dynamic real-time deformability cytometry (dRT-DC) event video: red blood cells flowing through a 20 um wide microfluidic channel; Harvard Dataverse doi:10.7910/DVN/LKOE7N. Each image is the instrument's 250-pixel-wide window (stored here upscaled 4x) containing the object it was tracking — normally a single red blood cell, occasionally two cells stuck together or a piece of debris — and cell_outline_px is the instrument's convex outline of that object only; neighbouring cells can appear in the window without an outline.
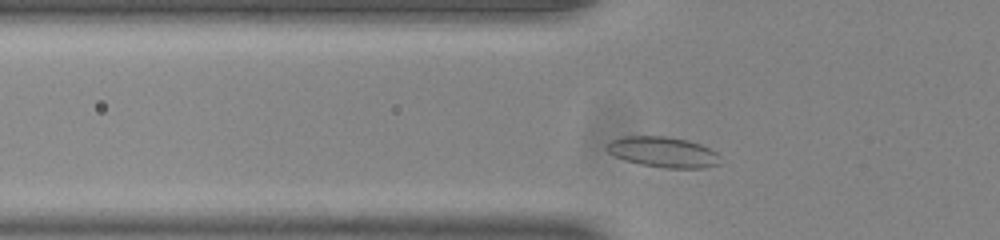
{"species": "common noctule bat (a hibernating species)", "species_latin": "Nyctalus noctula", "temperature_condition": "room temperature", "stored_images_in_passage": 34, "camera_frame_rate_fps": 3000, "um_per_image_px": 0.085, "animal": {"sex": "male", "body_mass_g": 20.0, "forearm_length_mm": 53.3}, "frame": {"image": 1, "passage_image": 5, "time_ms": 1.333, "image_size_px": [1000, 240], "cell_outline_px": [[720, 164], [704, 168], [664, 168], [640, 164], [624, 160], [608, 152], [604, 148], [612, 140], [624, 136], [668, 136], [688, 140], [700, 144], [716, 152], [720, 156]], "centroid_in_image_um": [56.37, 12.93], "position_along_channel_um": 69.4, "area_um2": 20.29}}
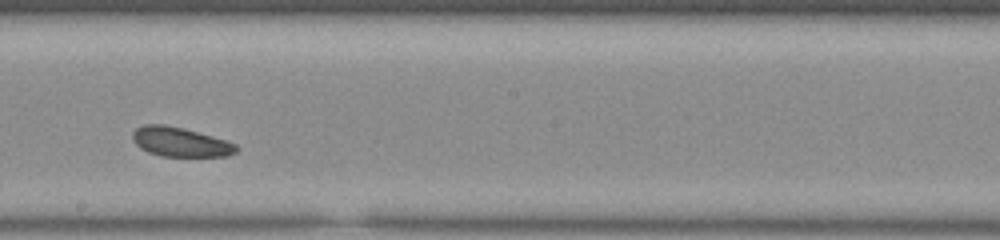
{"frame": {"image": 2, "passage_image": 18, "time_ms": 5.667, "image_size_px": [1000, 240], "cell_outline_px": [[240, 148], [236, 152], [228, 156], [160, 156], [148, 152], [140, 148], [132, 140], [132, 132], [136, 128], [144, 124], [164, 124], [184, 128], [212, 136], [236, 144]], "centroid_in_image_um": [15.3, 12.06], "position_along_channel_um": 232.9, "area_um2": 17.86}}
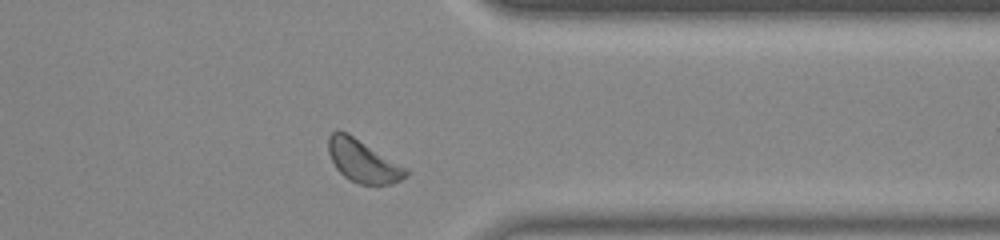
{"frame": {"image": 3, "passage_image": 30, "time_ms": 9.667, "image_size_px": [1000, 240], "cell_outline_px": [[408, 176], [392, 184], [360, 184], [348, 180], [336, 168], [328, 152], [328, 136], [336, 128], [348, 132], [408, 168]], "centroid_in_image_um": [30.85, 13.66], "position_along_channel_um": 380.6, "area_um2": 19.54}, "authors_computed_cell_mechanics": {"area_um2": 18.2937, "velocity_mm_per_s": 3.7982, "shape_relaxation_time_tau1_ms": null, "shape_relaxation_time_tau2_ms": 3.1956, "deformation_change_tau1": null, "deformation_change_tau2": 0.079}}